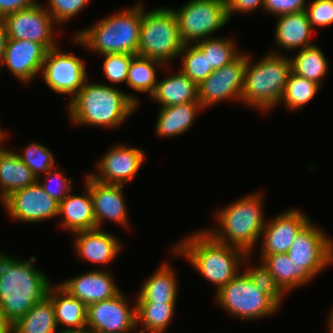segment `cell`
Instances as JSON below:
<instances>
[{
  "mask_svg": "<svg viewBox=\"0 0 333 333\" xmlns=\"http://www.w3.org/2000/svg\"><path fill=\"white\" fill-rule=\"evenodd\" d=\"M77 255L92 264L108 266L122 250L121 240L102 228L74 232Z\"/></svg>",
  "mask_w": 333,
  "mask_h": 333,
  "instance_id": "cell-21",
  "label": "cell"
},
{
  "mask_svg": "<svg viewBox=\"0 0 333 333\" xmlns=\"http://www.w3.org/2000/svg\"><path fill=\"white\" fill-rule=\"evenodd\" d=\"M310 220L306 214L291 208L275 219L267 220L262 230L261 255L287 253L300 229Z\"/></svg>",
  "mask_w": 333,
  "mask_h": 333,
  "instance_id": "cell-18",
  "label": "cell"
},
{
  "mask_svg": "<svg viewBox=\"0 0 333 333\" xmlns=\"http://www.w3.org/2000/svg\"><path fill=\"white\" fill-rule=\"evenodd\" d=\"M260 193V194H259ZM249 194L216 212V229H205L215 240L250 255L265 227L261 192Z\"/></svg>",
  "mask_w": 333,
  "mask_h": 333,
  "instance_id": "cell-4",
  "label": "cell"
},
{
  "mask_svg": "<svg viewBox=\"0 0 333 333\" xmlns=\"http://www.w3.org/2000/svg\"><path fill=\"white\" fill-rule=\"evenodd\" d=\"M101 158L96 165L99 172L89 175L99 182L115 185L132 181L147 160L143 149L130 148L125 144L112 146Z\"/></svg>",
  "mask_w": 333,
  "mask_h": 333,
  "instance_id": "cell-16",
  "label": "cell"
},
{
  "mask_svg": "<svg viewBox=\"0 0 333 333\" xmlns=\"http://www.w3.org/2000/svg\"><path fill=\"white\" fill-rule=\"evenodd\" d=\"M8 39L29 40L41 44L47 51L57 47L54 26L57 23L41 4L18 10L3 18Z\"/></svg>",
  "mask_w": 333,
  "mask_h": 333,
  "instance_id": "cell-12",
  "label": "cell"
},
{
  "mask_svg": "<svg viewBox=\"0 0 333 333\" xmlns=\"http://www.w3.org/2000/svg\"><path fill=\"white\" fill-rule=\"evenodd\" d=\"M278 17L275 27V42L284 50H300L313 45L310 43L312 28L305 11L283 14Z\"/></svg>",
  "mask_w": 333,
  "mask_h": 333,
  "instance_id": "cell-24",
  "label": "cell"
},
{
  "mask_svg": "<svg viewBox=\"0 0 333 333\" xmlns=\"http://www.w3.org/2000/svg\"><path fill=\"white\" fill-rule=\"evenodd\" d=\"M60 333H96V332L93 331L91 328L85 327L78 330H63L60 331Z\"/></svg>",
  "mask_w": 333,
  "mask_h": 333,
  "instance_id": "cell-48",
  "label": "cell"
},
{
  "mask_svg": "<svg viewBox=\"0 0 333 333\" xmlns=\"http://www.w3.org/2000/svg\"><path fill=\"white\" fill-rule=\"evenodd\" d=\"M227 7V14L230 17L235 12L239 13H249L254 11L256 8H262L264 6L265 0H225Z\"/></svg>",
  "mask_w": 333,
  "mask_h": 333,
  "instance_id": "cell-44",
  "label": "cell"
},
{
  "mask_svg": "<svg viewBox=\"0 0 333 333\" xmlns=\"http://www.w3.org/2000/svg\"><path fill=\"white\" fill-rule=\"evenodd\" d=\"M287 254L314 278L333 263V239L309 220L297 233Z\"/></svg>",
  "mask_w": 333,
  "mask_h": 333,
  "instance_id": "cell-10",
  "label": "cell"
},
{
  "mask_svg": "<svg viewBox=\"0 0 333 333\" xmlns=\"http://www.w3.org/2000/svg\"><path fill=\"white\" fill-rule=\"evenodd\" d=\"M260 261L273 275L275 284L284 293L306 285L313 277L303 268L296 265L287 253L260 255Z\"/></svg>",
  "mask_w": 333,
  "mask_h": 333,
  "instance_id": "cell-26",
  "label": "cell"
},
{
  "mask_svg": "<svg viewBox=\"0 0 333 333\" xmlns=\"http://www.w3.org/2000/svg\"><path fill=\"white\" fill-rule=\"evenodd\" d=\"M320 85L291 72L281 99L290 110L301 109L316 96Z\"/></svg>",
  "mask_w": 333,
  "mask_h": 333,
  "instance_id": "cell-35",
  "label": "cell"
},
{
  "mask_svg": "<svg viewBox=\"0 0 333 333\" xmlns=\"http://www.w3.org/2000/svg\"><path fill=\"white\" fill-rule=\"evenodd\" d=\"M173 12L184 44L212 38L229 21L225 0H190Z\"/></svg>",
  "mask_w": 333,
  "mask_h": 333,
  "instance_id": "cell-9",
  "label": "cell"
},
{
  "mask_svg": "<svg viewBox=\"0 0 333 333\" xmlns=\"http://www.w3.org/2000/svg\"><path fill=\"white\" fill-rule=\"evenodd\" d=\"M85 186L86 190L81 196L70 192L59 203L58 217L61 216V227L72 233L96 228L90 188Z\"/></svg>",
  "mask_w": 333,
  "mask_h": 333,
  "instance_id": "cell-23",
  "label": "cell"
},
{
  "mask_svg": "<svg viewBox=\"0 0 333 333\" xmlns=\"http://www.w3.org/2000/svg\"><path fill=\"white\" fill-rule=\"evenodd\" d=\"M56 316L57 327L65 326L63 330H78L87 327V308L84 303L71 296L59 284L51 286L48 291Z\"/></svg>",
  "mask_w": 333,
  "mask_h": 333,
  "instance_id": "cell-28",
  "label": "cell"
},
{
  "mask_svg": "<svg viewBox=\"0 0 333 333\" xmlns=\"http://www.w3.org/2000/svg\"><path fill=\"white\" fill-rule=\"evenodd\" d=\"M205 55L209 66L213 70L232 63L242 53L237 51L233 39L212 37L194 43Z\"/></svg>",
  "mask_w": 333,
  "mask_h": 333,
  "instance_id": "cell-34",
  "label": "cell"
},
{
  "mask_svg": "<svg viewBox=\"0 0 333 333\" xmlns=\"http://www.w3.org/2000/svg\"><path fill=\"white\" fill-rule=\"evenodd\" d=\"M8 41V34L3 18H0V60H3L5 48Z\"/></svg>",
  "mask_w": 333,
  "mask_h": 333,
  "instance_id": "cell-46",
  "label": "cell"
},
{
  "mask_svg": "<svg viewBox=\"0 0 333 333\" xmlns=\"http://www.w3.org/2000/svg\"><path fill=\"white\" fill-rule=\"evenodd\" d=\"M136 327L141 323V331L164 333L174 315L175 303L135 302Z\"/></svg>",
  "mask_w": 333,
  "mask_h": 333,
  "instance_id": "cell-32",
  "label": "cell"
},
{
  "mask_svg": "<svg viewBox=\"0 0 333 333\" xmlns=\"http://www.w3.org/2000/svg\"><path fill=\"white\" fill-rule=\"evenodd\" d=\"M55 310L47 296L11 325V333H60Z\"/></svg>",
  "mask_w": 333,
  "mask_h": 333,
  "instance_id": "cell-30",
  "label": "cell"
},
{
  "mask_svg": "<svg viewBox=\"0 0 333 333\" xmlns=\"http://www.w3.org/2000/svg\"><path fill=\"white\" fill-rule=\"evenodd\" d=\"M203 109L200 102L161 107L155 125L156 134L166 138L182 135L189 130L198 112Z\"/></svg>",
  "mask_w": 333,
  "mask_h": 333,
  "instance_id": "cell-25",
  "label": "cell"
},
{
  "mask_svg": "<svg viewBox=\"0 0 333 333\" xmlns=\"http://www.w3.org/2000/svg\"><path fill=\"white\" fill-rule=\"evenodd\" d=\"M246 64L247 53L242 52L236 60L214 70L198 85V101L204 109L226 99L241 102Z\"/></svg>",
  "mask_w": 333,
  "mask_h": 333,
  "instance_id": "cell-13",
  "label": "cell"
},
{
  "mask_svg": "<svg viewBox=\"0 0 333 333\" xmlns=\"http://www.w3.org/2000/svg\"><path fill=\"white\" fill-rule=\"evenodd\" d=\"M65 173L64 169L61 172L57 167H53L44 174V183L37 179L43 190L58 203L72 191L73 180L66 177Z\"/></svg>",
  "mask_w": 333,
  "mask_h": 333,
  "instance_id": "cell-39",
  "label": "cell"
},
{
  "mask_svg": "<svg viewBox=\"0 0 333 333\" xmlns=\"http://www.w3.org/2000/svg\"><path fill=\"white\" fill-rule=\"evenodd\" d=\"M0 333H11V325L5 320L0 313Z\"/></svg>",
  "mask_w": 333,
  "mask_h": 333,
  "instance_id": "cell-47",
  "label": "cell"
},
{
  "mask_svg": "<svg viewBox=\"0 0 333 333\" xmlns=\"http://www.w3.org/2000/svg\"><path fill=\"white\" fill-rule=\"evenodd\" d=\"M305 12L312 28L333 24V0H314L308 3Z\"/></svg>",
  "mask_w": 333,
  "mask_h": 333,
  "instance_id": "cell-42",
  "label": "cell"
},
{
  "mask_svg": "<svg viewBox=\"0 0 333 333\" xmlns=\"http://www.w3.org/2000/svg\"><path fill=\"white\" fill-rule=\"evenodd\" d=\"M297 51L293 58L290 57L292 72L321 86L322 79L329 71L324 52L315 44Z\"/></svg>",
  "mask_w": 333,
  "mask_h": 333,
  "instance_id": "cell-31",
  "label": "cell"
},
{
  "mask_svg": "<svg viewBox=\"0 0 333 333\" xmlns=\"http://www.w3.org/2000/svg\"><path fill=\"white\" fill-rule=\"evenodd\" d=\"M307 0H265L263 10L274 16L305 11Z\"/></svg>",
  "mask_w": 333,
  "mask_h": 333,
  "instance_id": "cell-43",
  "label": "cell"
},
{
  "mask_svg": "<svg viewBox=\"0 0 333 333\" xmlns=\"http://www.w3.org/2000/svg\"><path fill=\"white\" fill-rule=\"evenodd\" d=\"M275 52L264 55L257 63L252 62L247 53L241 103L264 112L281 103L292 72L291 61L290 56Z\"/></svg>",
  "mask_w": 333,
  "mask_h": 333,
  "instance_id": "cell-6",
  "label": "cell"
},
{
  "mask_svg": "<svg viewBox=\"0 0 333 333\" xmlns=\"http://www.w3.org/2000/svg\"><path fill=\"white\" fill-rule=\"evenodd\" d=\"M163 64L157 60L135 55L128 68L126 83L138 92L153 94L156 84V68Z\"/></svg>",
  "mask_w": 333,
  "mask_h": 333,
  "instance_id": "cell-33",
  "label": "cell"
},
{
  "mask_svg": "<svg viewBox=\"0 0 333 333\" xmlns=\"http://www.w3.org/2000/svg\"><path fill=\"white\" fill-rule=\"evenodd\" d=\"M1 65H2V60H0V71H1V67H2Z\"/></svg>",
  "mask_w": 333,
  "mask_h": 333,
  "instance_id": "cell-51",
  "label": "cell"
},
{
  "mask_svg": "<svg viewBox=\"0 0 333 333\" xmlns=\"http://www.w3.org/2000/svg\"><path fill=\"white\" fill-rule=\"evenodd\" d=\"M47 50L29 40L8 39L2 63L22 83H30L42 69Z\"/></svg>",
  "mask_w": 333,
  "mask_h": 333,
  "instance_id": "cell-20",
  "label": "cell"
},
{
  "mask_svg": "<svg viewBox=\"0 0 333 333\" xmlns=\"http://www.w3.org/2000/svg\"><path fill=\"white\" fill-rule=\"evenodd\" d=\"M159 266L141 286L136 302L176 303L178 280L175 271L167 262Z\"/></svg>",
  "mask_w": 333,
  "mask_h": 333,
  "instance_id": "cell-29",
  "label": "cell"
},
{
  "mask_svg": "<svg viewBox=\"0 0 333 333\" xmlns=\"http://www.w3.org/2000/svg\"><path fill=\"white\" fill-rule=\"evenodd\" d=\"M36 5H39L37 0H0V18Z\"/></svg>",
  "mask_w": 333,
  "mask_h": 333,
  "instance_id": "cell-45",
  "label": "cell"
},
{
  "mask_svg": "<svg viewBox=\"0 0 333 333\" xmlns=\"http://www.w3.org/2000/svg\"><path fill=\"white\" fill-rule=\"evenodd\" d=\"M3 207L13 220L33 223L58 217L59 203L36 181L9 195L3 201Z\"/></svg>",
  "mask_w": 333,
  "mask_h": 333,
  "instance_id": "cell-15",
  "label": "cell"
},
{
  "mask_svg": "<svg viewBox=\"0 0 333 333\" xmlns=\"http://www.w3.org/2000/svg\"><path fill=\"white\" fill-rule=\"evenodd\" d=\"M327 325H328V327H329V333H333V308H332V310H331V312H330V314H329V318L327 319Z\"/></svg>",
  "mask_w": 333,
  "mask_h": 333,
  "instance_id": "cell-49",
  "label": "cell"
},
{
  "mask_svg": "<svg viewBox=\"0 0 333 333\" xmlns=\"http://www.w3.org/2000/svg\"><path fill=\"white\" fill-rule=\"evenodd\" d=\"M216 303L233 317L242 320H258L274 315L279 306L255 286L243 270L216 292Z\"/></svg>",
  "mask_w": 333,
  "mask_h": 333,
  "instance_id": "cell-8",
  "label": "cell"
},
{
  "mask_svg": "<svg viewBox=\"0 0 333 333\" xmlns=\"http://www.w3.org/2000/svg\"><path fill=\"white\" fill-rule=\"evenodd\" d=\"M84 63L80 57L65 53L57 46L45 55L42 78L51 90L70 95L72 99L88 79Z\"/></svg>",
  "mask_w": 333,
  "mask_h": 333,
  "instance_id": "cell-11",
  "label": "cell"
},
{
  "mask_svg": "<svg viewBox=\"0 0 333 333\" xmlns=\"http://www.w3.org/2000/svg\"><path fill=\"white\" fill-rule=\"evenodd\" d=\"M36 259L21 261L0 252V313L10 325L44 300L53 285L33 264Z\"/></svg>",
  "mask_w": 333,
  "mask_h": 333,
  "instance_id": "cell-1",
  "label": "cell"
},
{
  "mask_svg": "<svg viewBox=\"0 0 333 333\" xmlns=\"http://www.w3.org/2000/svg\"><path fill=\"white\" fill-rule=\"evenodd\" d=\"M90 0H48L50 6L45 9L51 14L54 21L61 25L63 22L72 19L82 11ZM49 7V8H48Z\"/></svg>",
  "mask_w": 333,
  "mask_h": 333,
  "instance_id": "cell-41",
  "label": "cell"
},
{
  "mask_svg": "<svg viewBox=\"0 0 333 333\" xmlns=\"http://www.w3.org/2000/svg\"><path fill=\"white\" fill-rule=\"evenodd\" d=\"M179 241L173 253L185 257L199 274L217 287L216 292L240 272L243 261L249 258L241 249L218 242L205 230Z\"/></svg>",
  "mask_w": 333,
  "mask_h": 333,
  "instance_id": "cell-3",
  "label": "cell"
},
{
  "mask_svg": "<svg viewBox=\"0 0 333 333\" xmlns=\"http://www.w3.org/2000/svg\"><path fill=\"white\" fill-rule=\"evenodd\" d=\"M103 71L109 82L119 84L126 82L128 68L135 55L128 53L103 54Z\"/></svg>",
  "mask_w": 333,
  "mask_h": 333,
  "instance_id": "cell-40",
  "label": "cell"
},
{
  "mask_svg": "<svg viewBox=\"0 0 333 333\" xmlns=\"http://www.w3.org/2000/svg\"><path fill=\"white\" fill-rule=\"evenodd\" d=\"M138 98L106 84L85 81L69 101L68 114L75 125H93L113 129L137 109Z\"/></svg>",
  "mask_w": 333,
  "mask_h": 333,
  "instance_id": "cell-2",
  "label": "cell"
},
{
  "mask_svg": "<svg viewBox=\"0 0 333 333\" xmlns=\"http://www.w3.org/2000/svg\"><path fill=\"white\" fill-rule=\"evenodd\" d=\"M181 71L197 86L214 70L209 66L205 55L195 44H184L180 55Z\"/></svg>",
  "mask_w": 333,
  "mask_h": 333,
  "instance_id": "cell-36",
  "label": "cell"
},
{
  "mask_svg": "<svg viewBox=\"0 0 333 333\" xmlns=\"http://www.w3.org/2000/svg\"><path fill=\"white\" fill-rule=\"evenodd\" d=\"M255 267H249L244 271L247 273L259 291L268 295L280 307L282 305V300L285 294L275 284L273 275L263 264V262L261 265Z\"/></svg>",
  "mask_w": 333,
  "mask_h": 333,
  "instance_id": "cell-38",
  "label": "cell"
},
{
  "mask_svg": "<svg viewBox=\"0 0 333 333\" xmlns=\"http://www.w3.org/2000/svg\"><path fill=\"white\" fill-rule=\"evenodd\" d=\"M3 130L1 129V127H0V142L3 140Z\"/></svg>",
  "mask_w": 333,
  "mask_h": 333,
  "instance_id": "cell-50",
  "label": "cell"
},
{
  "mask_svg": "<svg viewBox=\"0 0 333 333\" xmlns=\"http://www.w3.org/2000/svg\"><path fill=\"white\" fill-rule=\"evenodd\" d=\"M85 183L90 188L96 228H101L106 220L128 228L129 215L123 195L124 186L99 182L89 174L85 176Z\"/></svg>",
  "mask_w": 333,
  "mask_h": 333,
  "instance_id": "cell-17",
  "label": "cell"
},
{
  "mask_svg": "<svg viewBox=\"0 0 333 333\" xmlns=\"http://www.w3.org/2000/svg\"><path fill=\"white\" fill-rule=\"evenodd\" d=\"M184 46L173 8L159 7L148 12L142 5L138 56L161 62L165 68L177 58Z\"/></svg>",
  "mask_w": 333,
  "mask_h": 333,
  "instance_id": "cell-7",
  "label": "cell"
},
{
  "mask_svg": "<svg viewBox=\"0 0 333 333\" xmlns=\"http://www.w3.org/2000/svg\"><path fill=\"white\" fill-rule=\"evenodd\" d=\"M113 278L111 272L99 269L79 274L59 285L89 308L96 302L110 299L121 292Z\"/></svg>",
  "mask_w": 333,
  "mask_h": 333,
  "instance_id": "cell-19",
  "label": "cell"
},
{
  "mask_svg": "<svg viewBox=\"0 0 333 333\" xmlns=\"http://www.w3.org/2000/svg\"><path fill=\"white\" fill-rule=\"evenodd\" d=\"M21 161L33 172L37 179L55 167L52 152L39 142H32L18 154Z\"/></svg>",
  "mask_w": 333,
  "mask_h": 333,
  "instance_id": "cell-37",
  "label": "cell"
},
{
  "mask_svg": "<svg viewBox=\"0 0 333 333\" xmlns=\"http://www.w3.org/2000/svg\"><path fill=\"white\" fill-rule=\"evenodd\" d=\"M122 291L87 308L86 325L96 333H131L136 327V305L129 306Z\"/></svg>",
  "mask_w": 333,
  "mask_h": 333,
  "instance_id": "cell-14",
  "label": "cell"
},
{
  "mask_svg": "<svg viewBox=\"0 0 333 333\" xmlns=\"http://www.w3.org/2000/svg\"><path fill=\"white\" fill-rule=\"evenodd\" d=\"M142 5L116 12L114 15L77 32L74 43L98 54L128 53L137 55L140 43Z\"/></svg>",
  "mask_w": 333,
  "mask_h": 333,
  "instance_id": "cell-5",
  "label": "cell"
},
{
  "mask_svg": "<svg viewBox=\"0 0 333 333\" xmlns=\"http://www.w3.org/2000/svg\"><path fill=\"white\" fill-rule=\"evenodd\" d=\"M150 98L160 103L161 107L179 105L198 101V86L182 71L170 74L165 79L157 81Z\"/></svg>",
  "mask_w": 333,
  "mask_h": 333,
  "instance_id": "cell-27",
  "label": "cell"
},
{
  "mask_svg": "<svg viewBox=\"0 0 333 333\" xmlns=\"http://www.w3.org/2000/svg\"><path fill=\"white\" fill-rule=\"evenodd\" d=\"M6 132L0 142V199L1 203L13 192L37 181L33 172L21 161L18 153L3 147Z\"/></svg>",
  "mask_w": 333,
  "mask_h": 333,
  "instance_id": "cell-22",
  "label": "cell"
}]
</instances>
